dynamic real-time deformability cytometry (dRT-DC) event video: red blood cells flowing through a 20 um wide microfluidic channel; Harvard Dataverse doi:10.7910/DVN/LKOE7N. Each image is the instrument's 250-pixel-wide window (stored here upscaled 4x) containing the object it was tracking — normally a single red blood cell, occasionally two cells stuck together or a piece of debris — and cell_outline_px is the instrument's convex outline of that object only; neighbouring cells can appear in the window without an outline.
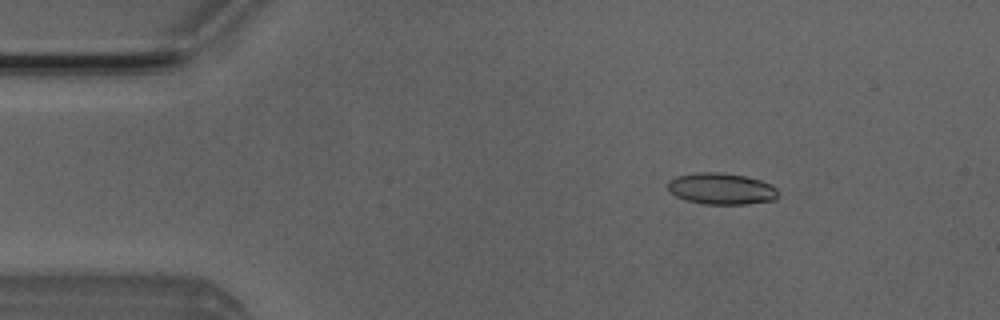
{"species": "Egyptian fruit bat (a non-hibernating species)", "species_latin": "Rousettus aegyptiacus", "temperature_condition": "room temperature", "stored_images_in_passage": 39, "camera_frame_rate_fps": 3000, "um_per_image_px": 0.085, "animal": {"sex": "male"}, "frame": {"image": 1, "passage_image": 2, "time_ms": 0.333, "image_size_px": [1000, 320], "cell_outline_px": [[776, 200], [744, 204], [704, 204], [684, 200], [668, 192], [668, 180], [676, 176], [700, 172], [716, 172], [744, 176], [760, 180], [776, 188]], "centroid_in_image_um": [61.25, 16.05], "position_along_channel_um": 23.7, "area_um2": 20.11}}
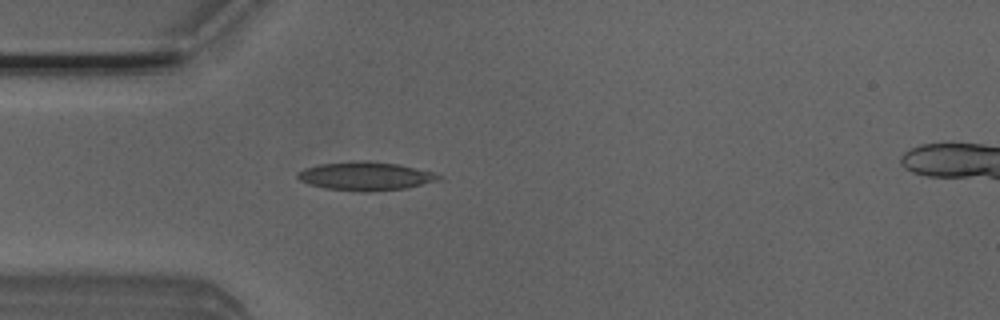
{"frame": {"image": 2, "passage_image": 9, "time_ms": 2.667, "image_size_px": [1000, 320], "cell_outline_px": [[440, 180], [408, 188], [368, 192], [360, 192], [324, 188], [308, 184], [300, 180], [296, 176], [296, 172], [304, 168], [320, 164], [360, 160], [368, 160], [396, 164], [432, 172], [440, 176]], "centroid_in_image_um": [31.02, 14.98], "position_along_channel_um": 54.0, "area_um2": 23.52}}